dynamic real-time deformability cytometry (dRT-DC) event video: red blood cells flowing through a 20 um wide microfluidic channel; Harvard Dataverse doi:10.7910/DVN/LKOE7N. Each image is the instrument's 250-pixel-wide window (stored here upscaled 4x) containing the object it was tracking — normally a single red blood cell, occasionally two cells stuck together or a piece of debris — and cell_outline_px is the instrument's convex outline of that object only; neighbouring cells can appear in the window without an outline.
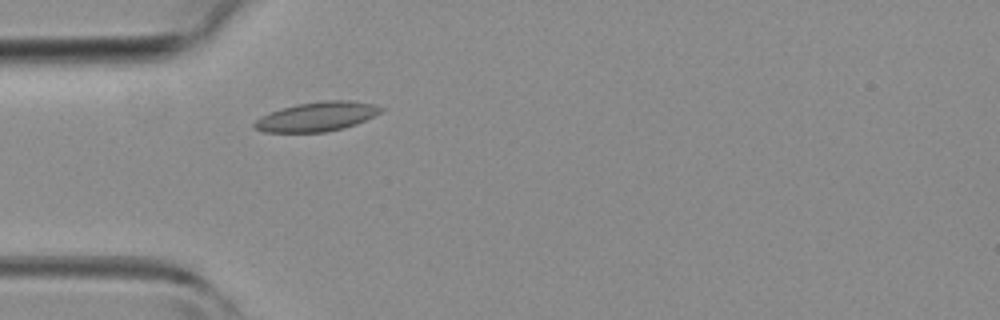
{"species": "common noctule bat (a hibernating species)", "species_latin": "Nyctalus noctula", "temperature_condition": "room temperature", "stored_images_in_passage": 3, "camera_frame_rate_fps": 3000, "um_per_image_px": 0.085, "animal": {"sex": "female", "body_mass_g": 19.3, "forearm_length_mm": 54.1}, "frame": {"image": 1, "passage_image": 3, "time_ms": 2.333, "image_size_px": [1000, 320], "cell_outline_px": [[384, 108], [380, 112], [356, 124], [344, 128], [324, 132], [264, 132], [252, 128], [252, 124], [260, 116], [280, 108], [296, 104], [324, 100], [352, 100], [372, 104]], "centroid_in_image_um": [26.87, 9.91], "position_along_channel_um": 58.1, "area_um2": 21.68}}